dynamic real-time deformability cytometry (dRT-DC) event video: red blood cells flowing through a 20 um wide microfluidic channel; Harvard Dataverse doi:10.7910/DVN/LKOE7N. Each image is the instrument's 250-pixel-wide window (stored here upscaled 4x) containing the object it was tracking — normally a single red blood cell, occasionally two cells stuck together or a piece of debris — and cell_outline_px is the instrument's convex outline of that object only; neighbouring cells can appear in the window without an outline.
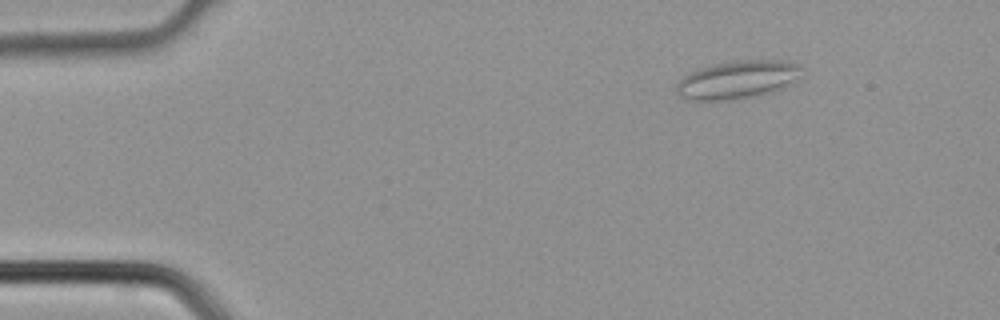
{"species": "common noctule bat (a hibernating species)", "species_latin": "Nyctalus noctula", "temperature_condition": "cold", "stored_images_in_passage": 2, "camera_frame_rate_fps": 3000, "um_per_image_px": 0.085, "animal": {"sex": "male", "body_mass_g": 21.5, "forearm_length_mm": 52.0}, "frame": {"image": 1, "passage_image": 1, "time_ms": 0.0, "image_size_px": [1000, 320], "cell_outline_px": [[800, 68], [796, 76], [784, 88], [772, 92], [756, 96], [728, 100], [688, 100], [680, 96], [676, 92], [676, 84], [688, 72], [696, 68], [732, 60], [780, 60], [800, 64]], "centroid_in_image_um": [62.61, 6.77], "position_along_channel_um": 22.4, "area_um2": 27.74}}